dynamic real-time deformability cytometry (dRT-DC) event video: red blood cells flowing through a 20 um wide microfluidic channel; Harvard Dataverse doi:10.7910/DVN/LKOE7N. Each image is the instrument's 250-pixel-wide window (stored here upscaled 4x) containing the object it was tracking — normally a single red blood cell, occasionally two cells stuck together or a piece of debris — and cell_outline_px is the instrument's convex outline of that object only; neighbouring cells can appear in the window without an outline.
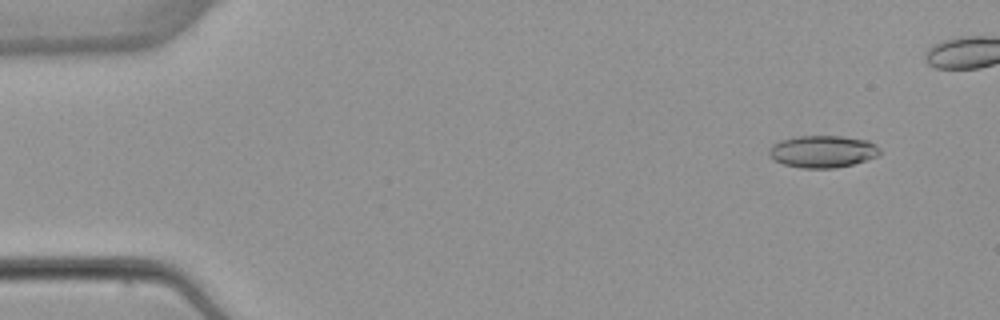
{"species": "common noctule bat (a hibernating species)", "species_latin": "Nyctalus noctula", "temperature_condition": "warm", "stored_images_in_passage": 5, "camera_frame_rate_fps": 3000, "um_per_image_px": 0.085, "animal": {"sex": "female", "body_mass_g": 22.7, "forearm_length_mm": 54.2}, "frame": {"image": 1, "passage_image": 1, "time_ms": 0.0, "image_size_px": [1000, 320], "cell_outline_px": [[880, 156], [852, 164], [836, 168], [800, 168], [784, 164], [776, 160], [768, 152], [772, 144], [780, 140], [796, 136], [844, 136], [868, 140], [876, 144], [880, 148]], "centroid_in_image_um": [69.97, 12.87], "position_along_channel_um": 15.0, "area_um2": 20.87}}